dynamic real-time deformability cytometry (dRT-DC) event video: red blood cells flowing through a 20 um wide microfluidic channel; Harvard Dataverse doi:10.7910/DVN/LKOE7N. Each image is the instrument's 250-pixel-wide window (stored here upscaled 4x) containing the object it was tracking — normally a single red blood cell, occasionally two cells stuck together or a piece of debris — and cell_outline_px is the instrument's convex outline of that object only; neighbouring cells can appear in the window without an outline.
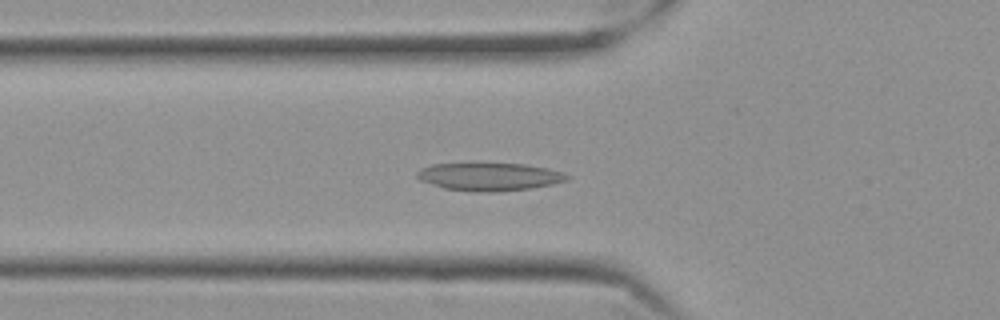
{"species": "Egyptian fruit bat (a non-hibernating species)", "species_latin": "Rousettus aegyptiacus", "temperature_condition": "cold", "stored_images_in_passage": 41, "camera_frame_rate_fps": 3000, "um_per_image_px": 0.085, "frame": {"image": 1, "passage_image": 14, "time_ms": 4.333, "image_size_px": [1000, 320], "cell_outline_px": [[572, 176], [568, 180], [552, 184], [532, 188], [492, 192], [476, 192], [444, 188], [420, 180], [416, 176], [416, 172], [420, 168], [432, 164], [524, 164], [548, 168]], "centroid_in_image_um": [41.6, 15.02], "position_along_channel_um": 84.2, "area_um2": 24.22}}
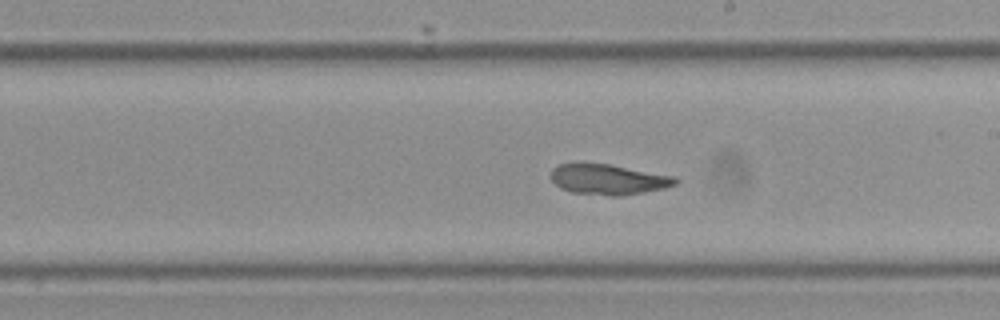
{"frame": {"image": 2, "passage_image": 27, "time_ms": 8.667, "image_size_px": [1000, 320], "cell_outline_px": [[680, 180], [676, 184], [664, 188], [644, 192], [620, 196], [608, 196], [572, 192], [560, 188], [552, 180], [552, 168], [560, 164], [608, 164], [676, 176]], "centroid_in_image_um": [51.75, 15.26], "position_along_channel_um": 237.2, "area_um2": 21.91}}
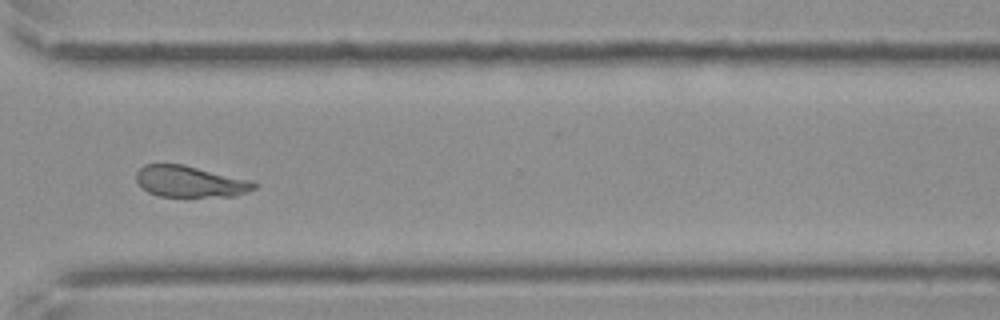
{"frame": {"image": 3, "passage_image": 37, "time_ms": 12.0, "image_size_px": [1000, 320], "cell_outline_px": [[256, 188], [248, 192], [236, 196], [160, 196], [148, 192], [136, 180], [136, 172], [144, 164], [180, 164], [248, 180], [256, 184]], "centroid_in_image_um": [16.12, 15.44], "position_along_channel_um": 354.5, "area_um2": 20.98}, "authors_computed_cell_mechanics": {"area_um2": 22.6576, "velocity_mm_per_s": 3.5132, "shape_relaxation_time_tau1_ms": null, "shape_relaxation_time_tau2_ms": 2.5018, "deformation_change_tau1": null, "deformation_change_tau2": 0.0677}}